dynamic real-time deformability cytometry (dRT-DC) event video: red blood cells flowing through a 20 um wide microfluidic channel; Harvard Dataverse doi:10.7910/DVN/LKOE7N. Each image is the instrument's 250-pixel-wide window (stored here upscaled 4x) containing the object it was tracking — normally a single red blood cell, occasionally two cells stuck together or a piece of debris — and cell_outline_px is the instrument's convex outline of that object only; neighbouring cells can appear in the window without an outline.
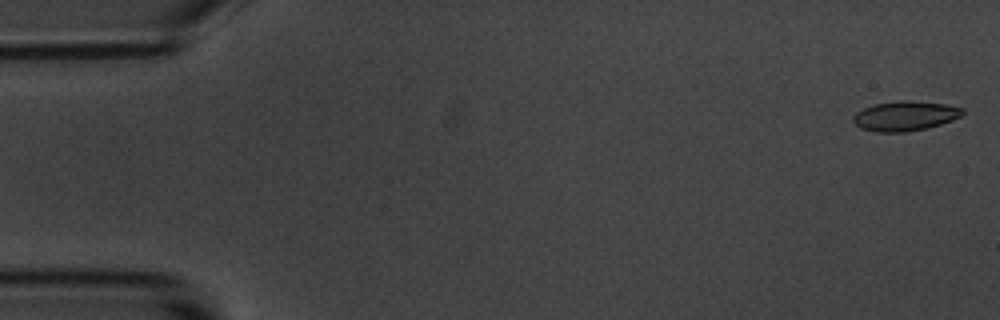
{"species": "common noctule bat (a hibernating species)", "species_latin": "Nyctalus noctula", "temperature_condition": "room temperature", "stored_images_in_passage": 6, "camera_frame_rate_fps": 3000, "um_per_image_px": 0.085, "animal": {"sex": "male", "body_mass_g": 20.1, "forearm_length_mm": 53.5}, "frame": {"image": 1, "passage_image": 1, "time_ms": 0.0, "image_size_px": [1000, 320], "cell_outline_px": [[964, 112], [960, 116], [952, 120], [928, 128], [904, 132], [876, 132], [860, 128], [852, 120], [852, 116], [856, 112], [872, 104], [900, 100], [904, 100], [944, 104], [964, 108]], "centroid_in_image_um": [76.89, 9.86], "position_along_channel_um": 8.1, "area_um2": 18.96}}
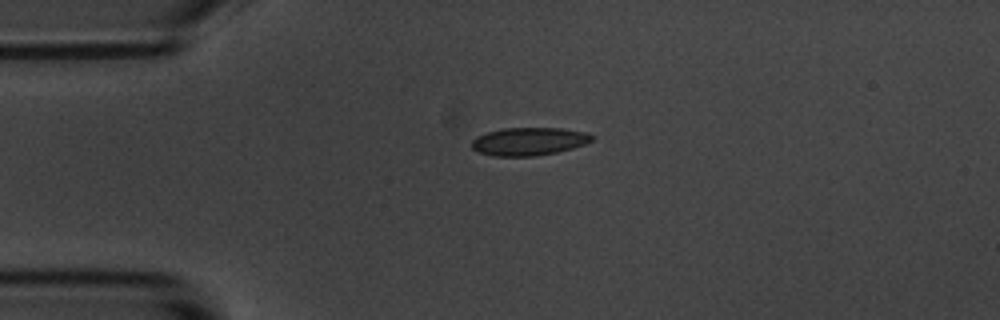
{"frame": {"image": 2, "passage_image": 4, "time_ms": 4.0, "image_size_px": [1000, 320], "cell_outline_px": [[596, 136], [592, 140], [584, 144], [572, 148], [556, 152], [536, 156], [492, 156], [480, 152], [472, 148], [472, 140], [476, 136], [488, 132], [504, 128], [560, 128], [584, 132]], "centroid_in_image_um": [44.95, 12.02], "position_along_channel_um": 40.0, "area_um2": 19.48}}